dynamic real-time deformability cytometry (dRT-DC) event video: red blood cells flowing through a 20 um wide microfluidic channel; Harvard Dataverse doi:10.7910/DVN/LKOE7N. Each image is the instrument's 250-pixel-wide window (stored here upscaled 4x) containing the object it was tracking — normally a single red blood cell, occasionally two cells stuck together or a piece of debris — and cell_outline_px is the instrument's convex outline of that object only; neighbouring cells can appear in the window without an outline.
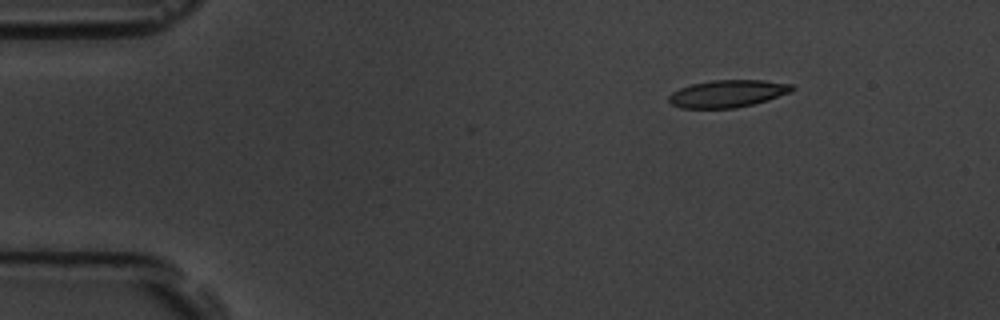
{"species": "common noctule bat (a hibernating species)", "species_latin": "Nyctalus noctula", "temperature_condition": "room temperature", "stored_images_in_passage": 5, "camera_frame_rate_fps": 3000, "um_per_image_px": 0.085, "animal": {"sex": "male", "body_mass_g": 19.5, "forearm_length_mm": 54.6}, "frame": {"image": 1, "passage_image": 1, "time_ms": 0.0, "image_size_px": [1000, 320], "cell_outline_px": [[796, 88], [792, 92], [768, 100], [736, 108], [680, 108], [672, 104], [668, 100], [668, 96], [672, 92], [680, 88], [692, 84], [712, 80], [764, 80], [792, 84]], "centroid_in_image_um": [61.87, 7.95], "position_along_channel_um": 23.1, "area_um2": 19.71}}
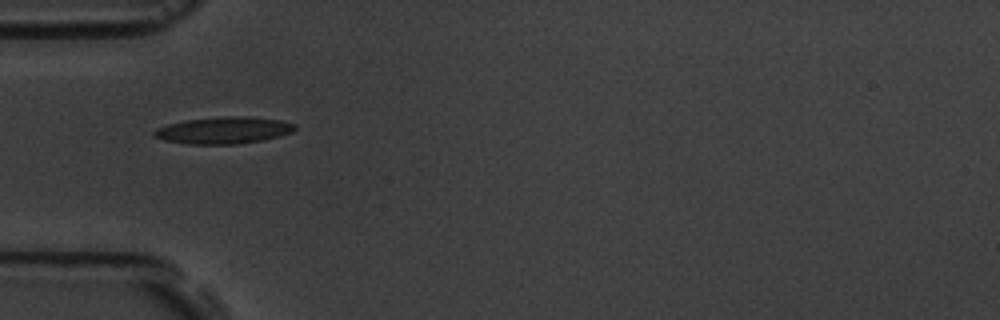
{"frame": {"image": 2, "passage_image": 4, "time_ms": 3.333, "image_size_px": [1000, 320], "cell_outline_px": [[296, 128], [292, 132], [264, 140], [236, 144], [188, 144], [164, 140], [156, 136], [152, 132], [156, 128], [168, 124], [184, 120], [224, 116], [240, 116], [280, 120], [296, 124]], "centroid_in_image_um": [19.0, 11.07], "position_along_channel_um": 66.0, "area_um2": 21.91}}
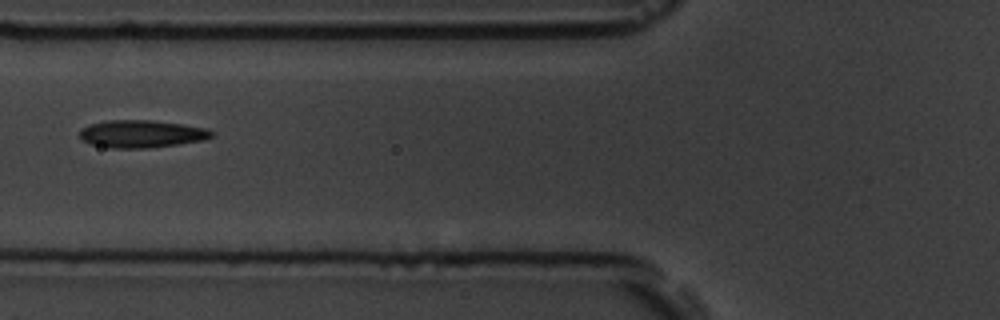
{"frame": {"image": 3, "passage_image": 5, "time_ms": 4.667, "image_size_px": [1000, 320], "cell_outline_px": [[212, 136], [204, 140], [148, 148], [108, 148], [88, 144], [80, 136], [80, 132], [84, 128], [92, 124], [108, 120], [152, 120], [208, 128], [212, 132]], "centroid_in_image_um": [12.03, 11.38], "position_along_channel_um": 113.8, "area_um2": 20.98}}